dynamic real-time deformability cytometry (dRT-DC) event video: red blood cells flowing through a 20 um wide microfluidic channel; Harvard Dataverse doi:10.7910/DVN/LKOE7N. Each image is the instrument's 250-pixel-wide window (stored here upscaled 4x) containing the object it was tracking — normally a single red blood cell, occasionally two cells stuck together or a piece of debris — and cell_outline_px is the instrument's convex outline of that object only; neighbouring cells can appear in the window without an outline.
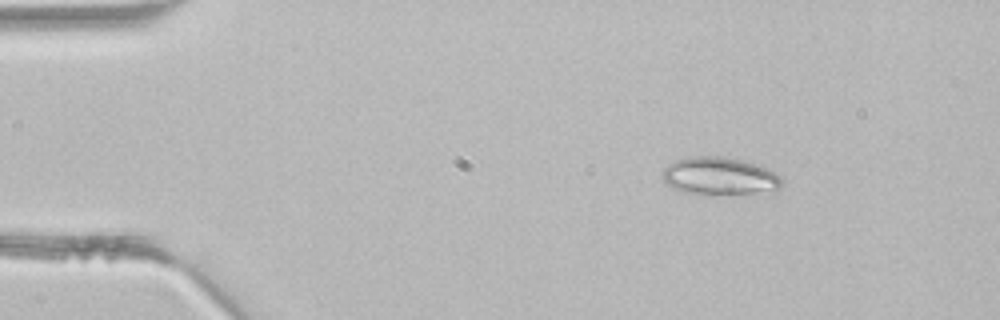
{"species": "common noctule bat (a hibernating species)", "species_latin": "Nyctalus noctula", "temperature_condition": "room temperature", "stored_images_in_passage": 43, "camera_frame_rate_fps": 3000, "um_per_image_px": 0.085, "animal": {"sex": "male", "body_mass_g": 21.5, "forearm_length_mm": 52.0}, "frame": {"image": 1, "passage_image": 6, "time_ms": 1.667, "image_size_px": [1000, 320], "cell_outline_px": [[784, 184], [780, 188], [752, 192], [684, 192], [668, 184], [660, 176], [660, 172], [668, 164], [676, 160], [688, 156], [720, 156], [740, 160], [756, 164], [780, 176], [784, 180]], "centroid_in_image_um": [61.11, 14.91], "position_along_channel_um": 23.9, "area_um2": 25.26}}
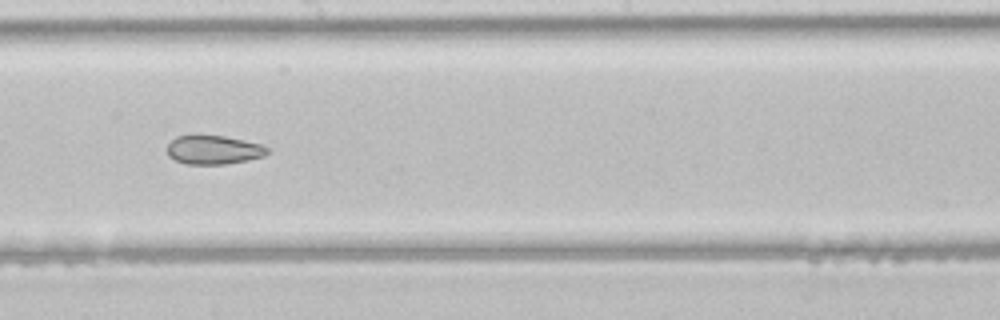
{"frame": {"image": 2, "passage_image": 24, "time_ms": 7.667, "image_size_px": [1000, 320], "cell_outline_px": [[268, 152], [264, 156], [248, 160], [224, 164], [184, 164], [168, 156], [168, 144], [176, 136], [224, 136], [244, 140], [260, 144], [268, 148]], "centroid_in_image_um": [18.15, 12.75], "position_along_channel_um": 230.0, "area_um2": 16.65}}
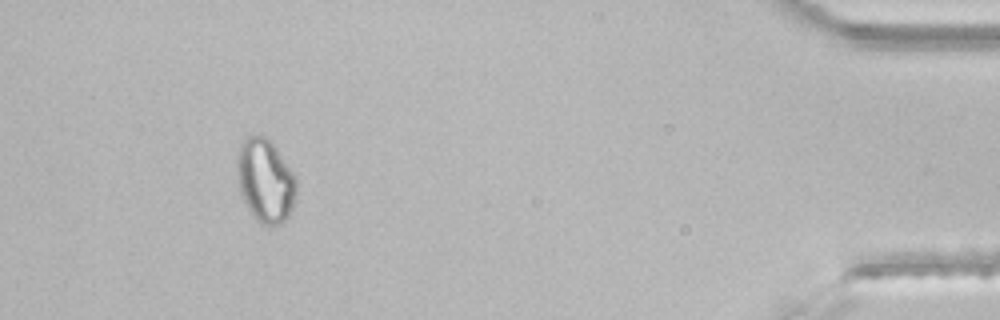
{"frame": {"image": 3, "passage_image": 40, "time_ms": 13.0, "image_size_px": [1000, 320], "cell_outline_px": [[296, 192], [292, 208], [288, 216], [280, 224], [272, 228], [260, 224], [256, 220], [248, 208], [240, 192], [236, 180], [236, 160], [240, 144], [248, 136], [264, 136], [272, 144], [292, 172], [296, 180]], "centroid_in_image_um": [22.51, 15.41], "position_along_channel_um": 412.7, "area_um2": 28.78}}